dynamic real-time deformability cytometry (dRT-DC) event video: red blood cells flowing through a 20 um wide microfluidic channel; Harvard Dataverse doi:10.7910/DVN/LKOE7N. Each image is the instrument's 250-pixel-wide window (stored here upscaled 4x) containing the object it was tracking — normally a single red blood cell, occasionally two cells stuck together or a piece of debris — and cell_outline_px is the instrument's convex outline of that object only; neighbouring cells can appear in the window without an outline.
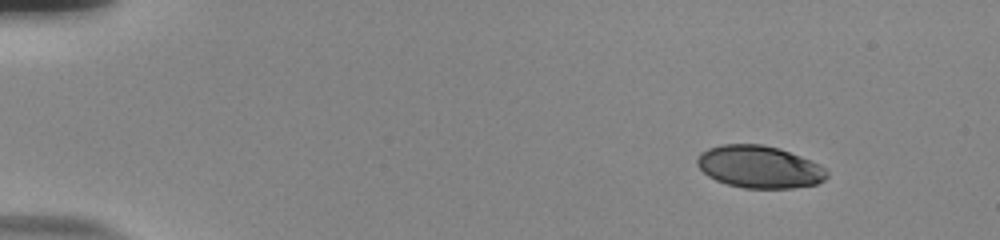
{"species": "human", "species_latin": "Homo sapiens", "temperature_condition": "room temperature", "stored_images_in_passage": 49, "camera_frame_rate_fps": 3000, "um_per_image_px": 0.085, "donor": {"sex": "male"}, "frame": {"image": 1, "passage_image": 1, "time_ms": 0.0, "image_size_px": [1000, 240], "cell_outline_px": [[828, 176], [824, 180], [816, 184], [792, 188], [744, 188], [728, 184], [716, 180], [708, 176], [696, 164], [696, 160], [700, 152], [708, 148], [720, 144], [760, 144], [780, 148], [820, 164], [828, 172]], "centroid_in_image_um": [64.53, 14.18], "position_along_channel_um": 20.5, "area_um2": 32.08}}
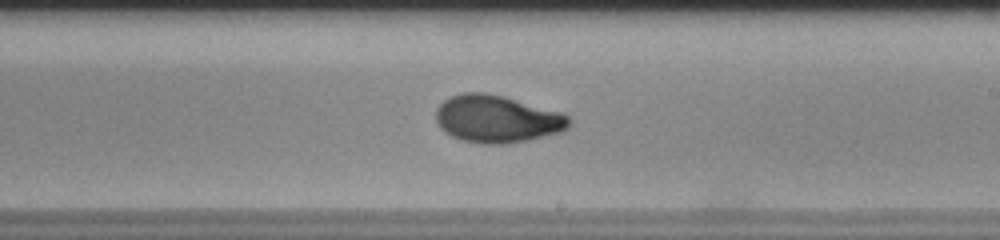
{"frame": {"image": 2, "passage_image": 28, "time_ms": 9.0, "image_size_px": [1000, 240], "cell_outline_px": [[568, 128], [564, 132], [528, 140], [504, 144], [480, 144], [460, 140], [444, 132], [440, 128], [436, 120], [436, 108], [444, 100], [452, 96], [464, 92], [484, 92], [504, 96], [560, 112], [568, 116]], "centroid_in_image_um": [42.22, 10.12], "position_along_channel_um": 246.8, "area_um2": 36.93}}
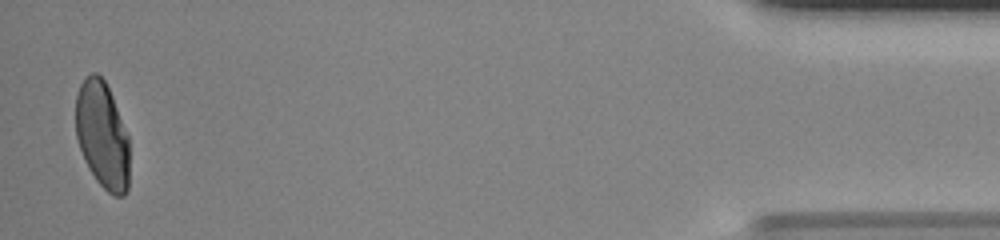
{"frame": {"image": 3, "passage_image": 48, "time_ms": 15.667, "image_size_px": [1000, 240], "cell_outline_px": [[128, 188], [124, 196], [112, 196], [96, 180], [88, 168], [84, 160], [76, 136], [76, 92], [84, 76], [92, 72], [96, 72], [104, 80], [112, 96], [128, 136]], "centroid_in_image_um": [8.67, 11.48], "position_along_channel_um": 426.5, "area_um2": 33.52}, "authors_computed_cell_mechanics": {"area_um2": 35.258, "velocity_mm_per_s": 3.8533, "shape_relaxation_time_tau1_ms": 5.5466, "shape_relaxation_time_tau2_ms": 0.9306, "deformation_change_tau1": 0.2155, "deformation_change_tau2": 0.0489}}